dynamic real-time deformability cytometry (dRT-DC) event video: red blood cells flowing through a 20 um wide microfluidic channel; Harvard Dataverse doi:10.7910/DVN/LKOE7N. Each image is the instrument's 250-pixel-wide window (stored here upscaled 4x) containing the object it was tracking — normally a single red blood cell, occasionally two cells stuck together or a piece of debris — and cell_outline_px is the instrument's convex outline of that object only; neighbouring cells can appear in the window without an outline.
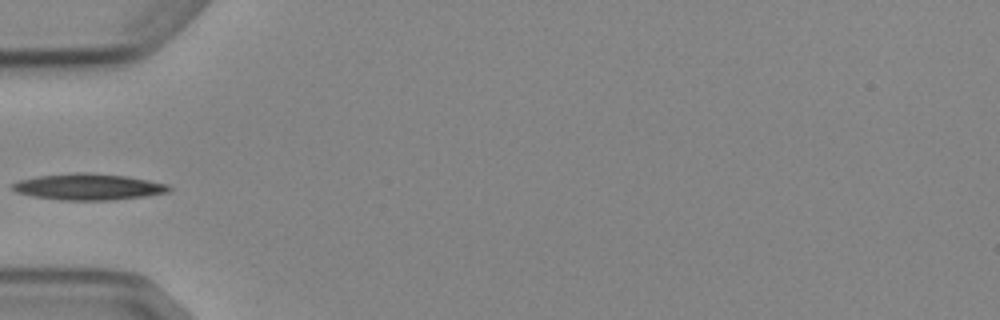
{"species": "Egyptian fruit bat (a non-hibernating species)", "species_latin": "Rousettus aegyptiacus", "temperature_condition": "cold", "stored_images_in_passage": 7, "camera_frame_rate_fps": 3000, "um_per_image_px": 0.085, "animal": {"sex": "female"}, "frame": {"image": 1, "passage_image": 5, "time_ms": 5.667, "image_size_px": [1000, 320], "cell_outline_px": [[172, 188], [168, 192], [144, 196], [112, 200], [60, 200], [32, 196], [16, 192], [12, 188], [12, 184], [20, 180], [36, 176], [76, 172], [88, 172], [128, 176], [168, 184]], "centroid_in_image_um": [7.51, 15.87], "position_along_channel_um": 77.5, "area_um2": 24.04}}
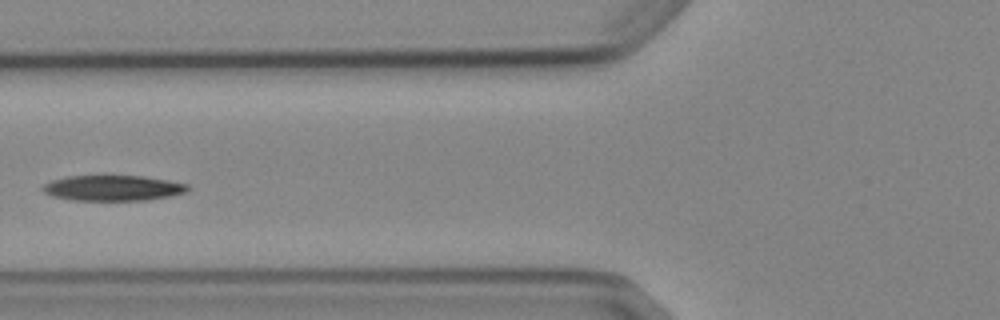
{"frame": {"image": 2, "passage_image": 6, "time_ms": 6.667, "image_size_px": [1000, 320], "cell_outline_px": [[192, 188], [188, 192], [168, 196], [144, 200], [72, 200], [52, 196], [44, 192], [40, 188], [44, 184], [52, 180], [68, 176], [140, 176], [168, 180], [188, 184]], "centroid_in_image_um": [9.61, 15.98], "position_along_channel_um": 116.2, "area_um2": 21.5}}